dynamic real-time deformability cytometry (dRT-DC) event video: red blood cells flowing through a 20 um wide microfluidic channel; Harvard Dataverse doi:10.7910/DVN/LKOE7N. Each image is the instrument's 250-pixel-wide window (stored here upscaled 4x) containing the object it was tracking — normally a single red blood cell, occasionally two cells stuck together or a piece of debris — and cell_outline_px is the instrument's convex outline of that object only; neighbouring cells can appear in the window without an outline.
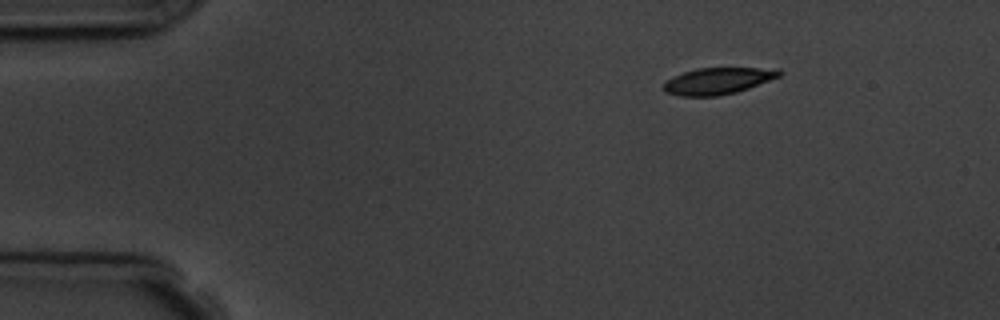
{"species": "common noctule bat (a hibernating species)", "species_latin": "Nyctalus noctula", "temperature_condition": "room temperature", "stored_images_in_passage": 5, "camera_frame_rate_fps": 3000, "um_per_image_px": 0.085, "animal": {"sex": "male", "body_mass_g": 19.5, "forearm_length_mm": 54.6}, "frame": {"image": 1, "passage_image": 1, "time_ms": 0.0, "image_size_px": [1000, 320], "cell_outline_px": [[784, 72], [780, 76], [748, 88], [736, 92], [716, 96], [680, 96], [664, 92], [664, 84], [672, 76], [696, 68], [780, 68]], "centroid_in_image_um": [61.04, 6.87], "position_along_channel_um": 24.0, "area_um2": 17.92}}
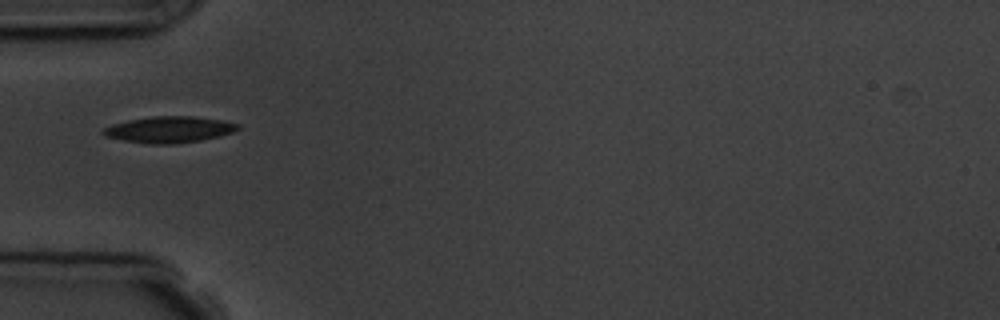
{"frame": {"image": 2, "passage_image": 4, "time_ms": 3.333, "image_size_px": [1000, 320], "cell_outline_px": [[240, 128], [232, 132], [220, 136], [200, 140], [176, 144], [148, 144], [124, 140], [104, 136], [100, 132], [100, 128], [112, 124], [128, 120], [152, 116], [192, 116], [224, 120], [240, 124]], "centroid_in_image_um": [14.35, 11.01], "position_along_channel_um": 70.6, "area_um2": 20.87}}